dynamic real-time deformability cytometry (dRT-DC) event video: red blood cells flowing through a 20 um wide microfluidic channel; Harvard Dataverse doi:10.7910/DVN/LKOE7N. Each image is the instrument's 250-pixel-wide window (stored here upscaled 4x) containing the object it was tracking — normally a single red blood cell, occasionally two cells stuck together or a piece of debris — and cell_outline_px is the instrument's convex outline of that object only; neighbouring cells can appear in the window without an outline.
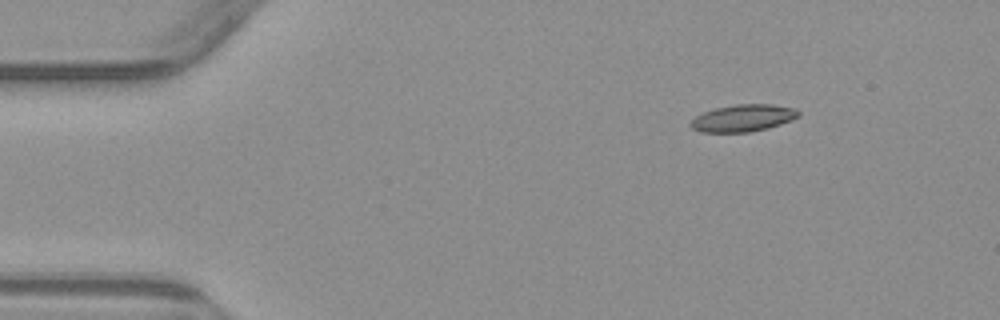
{"species": "common noctule bat (a hibernating species)", "species_latin": "Nyctalus noctula", "temperature_condition": "warm", "stored_images_in_passage": 4, "camera_frame_rate_fps": 3000, "um_per_image_px": 0.085, "animal": {"sex": "male", "body_mass_g": 23.1, "forearm_length_mm": 52.7}, "frame": {"image": 1, "passage_image": 1, "time_ms": 0.0, "image_size_px": [1000, 320], "cell_outline_px": [[800, 116], [792, 120], [768, 128], [752, 132], [700, 132], [692, 128], [688, 124], [696, 116], [704, 112], [716, 108], [736, 104], [772, 104], [796, 108], [800, 112]], "centroid_in_image_um": [63.19, 10.03], "position_along_channel_um": 21.8, "area_um2": 17.11}}
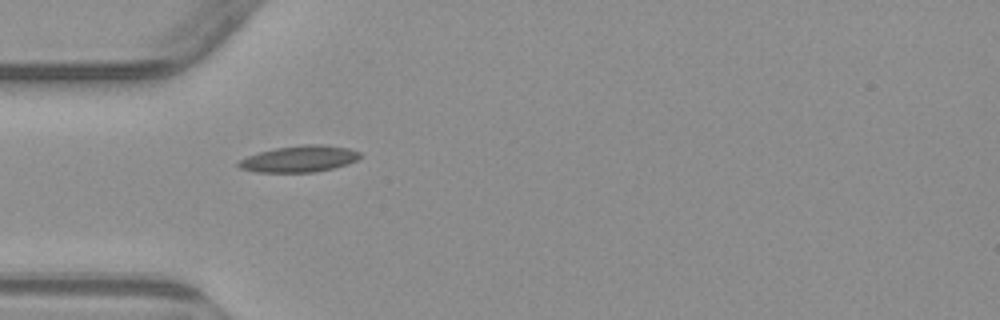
{"frame": {"image": 2, "passage_image": 3, "time_ms": 3.0, "image_size_px": [1000, 320], "cell_outline_px": [[360, 156], [356, 160], [348, 164], [316, 172], [256, 172], [240, 168], [236, 164], [240, 160], [248, 156], [260, 152], [276, 148], [304, 144], [324, 144], [348, 148], [360, 152]], "centroid_in_image_um": [25.45, 13.5], "position_along_channel_um": 59.5, "area_um2": 18.61}}
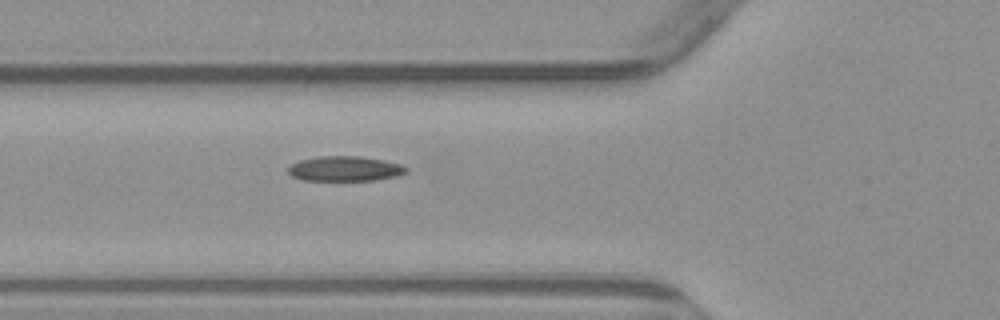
{"frame": {"image": 3, "passage_image": 4, "time_ms": 4.0, "image_size_px": [1000, 320], "cell_outline_px": [[408, 172], [396, 176], [376, 180], [304, 180], [292, 176], [288, 172], [288, 168], [292, 164], [300, 160], [316, 156], [360, 156], [384, 160], [400, 164], [408, 168]], "centroid_in_image_um": [29.33, 14.33], "position_along_channel_um": 96.5, "area_um2": 17.17}}